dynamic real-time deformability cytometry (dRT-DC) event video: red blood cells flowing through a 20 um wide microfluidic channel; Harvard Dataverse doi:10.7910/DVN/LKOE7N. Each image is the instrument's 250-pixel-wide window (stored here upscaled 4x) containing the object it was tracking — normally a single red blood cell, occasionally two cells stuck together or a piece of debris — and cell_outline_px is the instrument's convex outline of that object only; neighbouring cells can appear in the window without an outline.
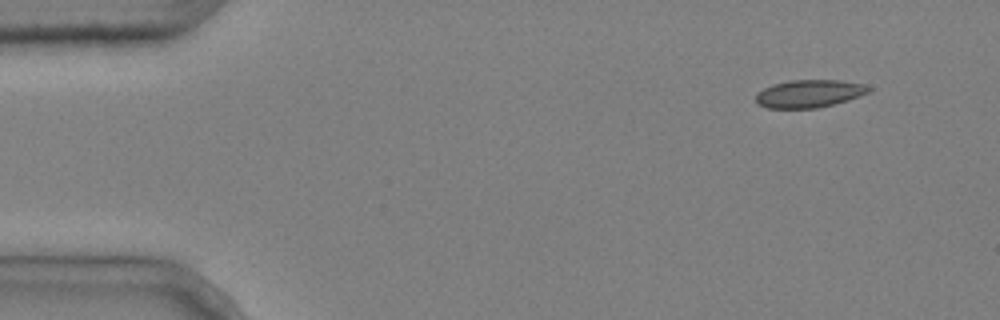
{"species": "common noctule bat (a hibernating species)", "species_latin": "Nyctalus noctula", "temperature_condition": "cold", "stored_images_in_passage": 4, "camera_frame_rate_fps": 3000, "um_per_image_px": 0.085, "animal": {"sex": "male", "body_mass_g": 20.4}, "frame": {"image": 1, "passage_image": 1, "time_ms": 0.0, "image_size_px": [1000, 320], "cell_outline_px": [[872, 88], [868, 92], [860, 96], [848, 100], [816, 108], [768, 108], [756, 104], [756, 92], [772, 84], [792, 80], [840, 80], [864, 84]], "centroid_in_image_um": [68.76, 7.95], "position_along_channel_um": 16.2, "area_um2": 18.26}}
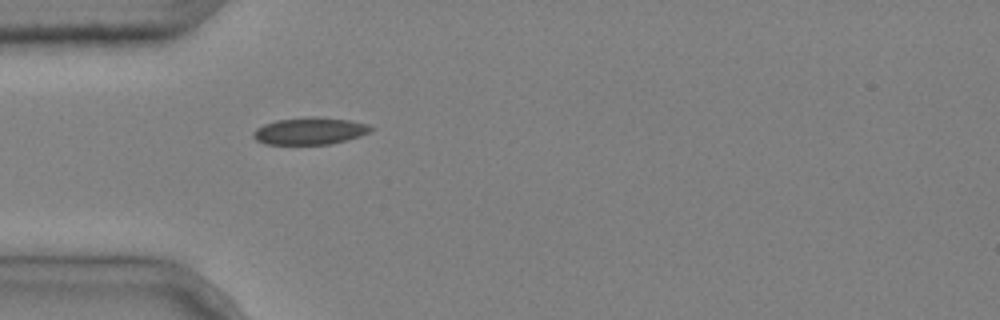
{"frame": {"image": 2, "passage_image": 4, "time_ms": 1.0, "image_size_px": [1000, 320], "cell_outline_px": [[376, 128], [360, 136], [328, 144], [268, 144], [256, 140], [252, 136], [252, 132], [256, 128], [264, 124], [276, 120], [312, 116], [316, 116], [348, 120], [368, 124]], "centroid_in_image_um": [26.32, 11.12], "position_along_channel_um": 58.7, "area_um2": 18.5}}